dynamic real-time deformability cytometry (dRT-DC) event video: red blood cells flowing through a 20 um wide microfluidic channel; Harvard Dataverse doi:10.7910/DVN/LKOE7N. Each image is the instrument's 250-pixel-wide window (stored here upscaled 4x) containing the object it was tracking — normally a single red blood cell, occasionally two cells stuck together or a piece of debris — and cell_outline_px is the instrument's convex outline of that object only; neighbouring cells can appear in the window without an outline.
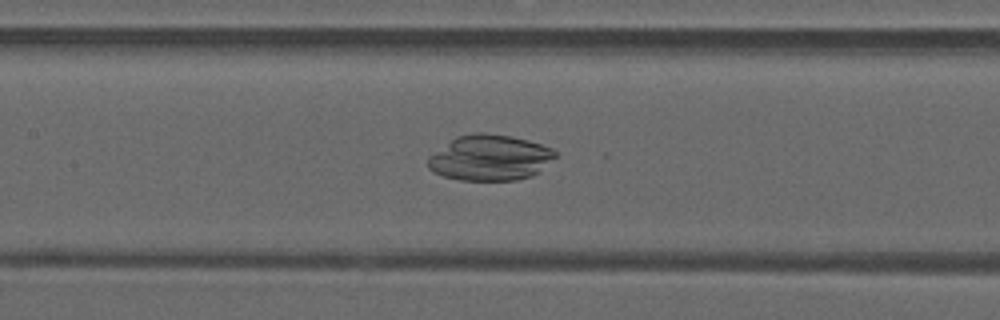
{"species": "common noctule bat (a hibernating species)", "species_latin": "Nyctalus noctula", "temperature_condition": "warm", "stored_images_in_passage": 25, "camera_frame_rate_fps": 3000, "um_per_image_px": 0.085, "animal": {"sex": "male", "forearm_length_mm": 52.5}, "frame": {"image": 1, "passage_image": 10, "time_ms": 3.0, "image_size_px": [1000, 320], "cell_outline_px": [[560, 156], [536, 172], [528, 176], [516, 180], [460, 180], [444, 176], [428, 168], [428, 156], [456, 136], [476, 132], [484, 132], [508, 136], [528, 140], [552, 148]], "centroid_in_image_um": [41.64, 13.39], "position_along_channel_um": 165.8, "area_um2": 33.76}}
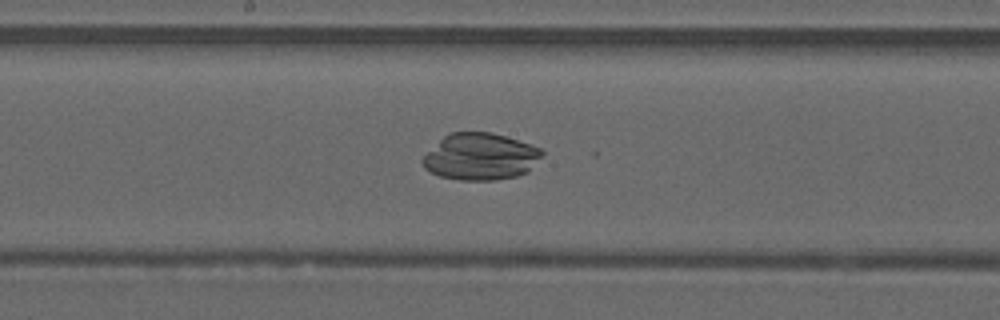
{"frame": {"image": 2, "passage_image": 13, "time_ms": 4.0, "image_size_px": [1000, 320], "cell_outline_px": [[544, 152], [528, 172], [516, 176], [496, 180], [460, 180], [440, 176], [424, 168], [420, 160], [444, 136], [452, 132], [492, 132], [540, 148]], "centroid_in_image_um": [40.82, 13.32], "position_along_channel_um": 207.4, "area_um2": 32.25}}
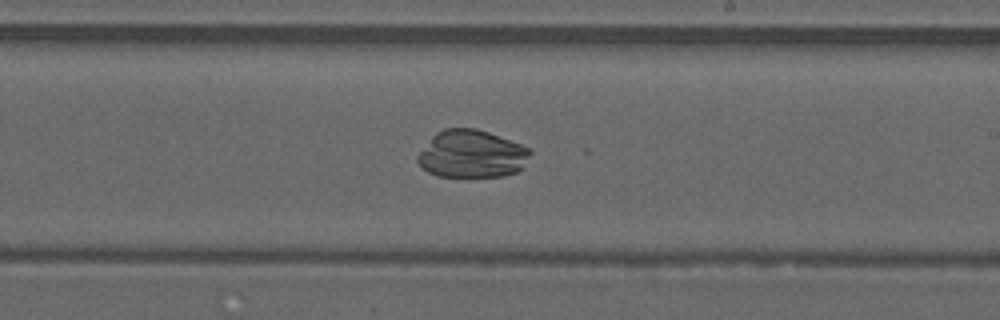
{"frame": {"image": 3, "passage_image": 16, "time_ms": 5.0, "image_size_px": [1000, 320], "cell_outline_px": [[532, 152], [520, 168], [516, 172], [504, 176], [436, 176], [428, 172], [416, 160], [416, 156], [432, 136], [436, 132], [444, 128], [476, 128], [488, 132], [532, 148]], "centroid_in_image_um": [40.08, 13.08], "position_along_channel_um": 248.9, "area_um2": 31.15}}